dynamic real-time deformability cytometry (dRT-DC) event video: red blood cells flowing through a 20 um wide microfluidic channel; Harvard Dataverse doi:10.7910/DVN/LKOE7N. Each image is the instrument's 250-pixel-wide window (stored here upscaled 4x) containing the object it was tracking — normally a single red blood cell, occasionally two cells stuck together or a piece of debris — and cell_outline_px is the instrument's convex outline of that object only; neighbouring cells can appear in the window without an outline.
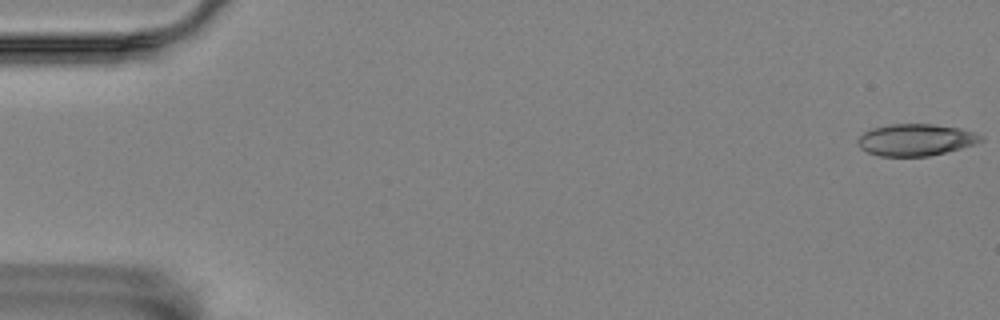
{"species": "Egyptian fruit bat (a non-hibernating species)", "species_latin": "Rousettus aegyptiacus", "temperature_condition": "room temperature", "stored_images_in_passage": 3, "camera_frame_rate_fps": 3000, "um_per_image_px": 0.085, "animal": {"sex": "female"}, "frame": {"image": 1, "passage_image": 1, "time_ms": 0.0, "image_size_px": [1000, 320], "cell_outline_px": [[984, 140], [960, 148], [928, 156], [880, 156], [868, 152], [860, 148], [856, 140], [864, 132], [872, 128], [888, 124], [932, 124], [960, 128], [976, 132], [984, 136]], "centroid_in_image_um": [77.83, 11.87], "position_along_channel_um": 7.2, "area_um2": 22.77}}